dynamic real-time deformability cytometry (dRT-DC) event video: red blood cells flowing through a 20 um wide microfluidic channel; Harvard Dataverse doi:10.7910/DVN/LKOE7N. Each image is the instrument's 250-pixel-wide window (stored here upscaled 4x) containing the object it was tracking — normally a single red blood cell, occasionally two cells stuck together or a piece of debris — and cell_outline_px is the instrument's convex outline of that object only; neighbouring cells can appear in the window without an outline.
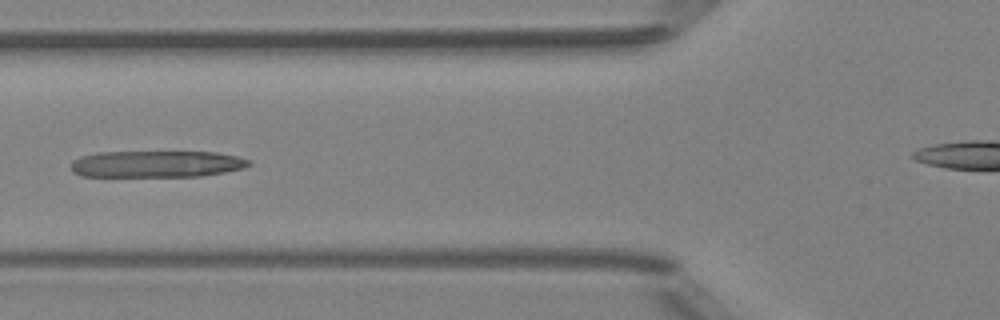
{"species": "Egyptian fruit bat (a non-hibernating species)", "species_latin": "Rousettus aegyptiacus", "temperature_condition": "room temperature", "stored_images_in_passage": 5, "camera_frame_rate_fps": 3000, "um_per_image_px": 0.085, "animal": {"sex": "female"}, "frame": {"image": 1, "passage_image": 5, "time_ms": 4.667, "image_size_px": [1000, 320], "cell_outline_px": [[252, 164], [244, 168], [224, 172], [200, 176], [80, 176], [72, 172], [72, 160], [80, 156], [100, 152], [216, 152], [236, 156], [252, 160]], "centroid_in_image_um": [13.32, 13.94], "position_along_channel_um": 112.5, "area_um2": 27.69}}